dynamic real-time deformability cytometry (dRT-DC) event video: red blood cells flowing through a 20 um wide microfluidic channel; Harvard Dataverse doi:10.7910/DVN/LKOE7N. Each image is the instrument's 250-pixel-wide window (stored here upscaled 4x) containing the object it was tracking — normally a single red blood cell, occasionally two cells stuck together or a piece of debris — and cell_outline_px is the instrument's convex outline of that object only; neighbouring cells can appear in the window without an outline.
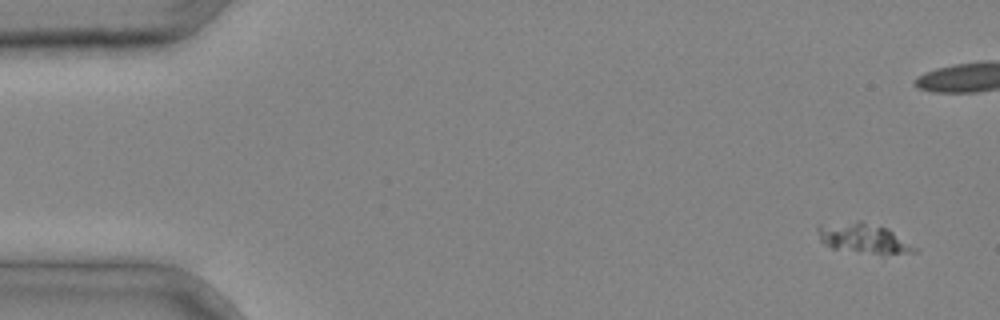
{"species": "common noctule bat (a hibernating species)", "species_latin": "Nyctalus noctula", "temperature_condition": "cold", "stored_images_in_passage": 5, "camera_frame_rate_fps": 3000, "um_per_image_px": 0.085, "animal": {"sex": "male", "body_mass_g": 20.4}, "frame": {"image": 1, "passage_image": 1, "time_ms": 0.0, "image_size_px": [1000, 320], "cell_outline_px": [[920, 248], [916, 252], [872, 252], [832, 248], [824, 244], [820, 240], [816, 228], [816, 224], [856, 220], [860, 220], [888, 228]], "centroid_in_image_um": [73.35, 20.18], "position_along_channel_um": 11.7, "area_um2": 16.7}}